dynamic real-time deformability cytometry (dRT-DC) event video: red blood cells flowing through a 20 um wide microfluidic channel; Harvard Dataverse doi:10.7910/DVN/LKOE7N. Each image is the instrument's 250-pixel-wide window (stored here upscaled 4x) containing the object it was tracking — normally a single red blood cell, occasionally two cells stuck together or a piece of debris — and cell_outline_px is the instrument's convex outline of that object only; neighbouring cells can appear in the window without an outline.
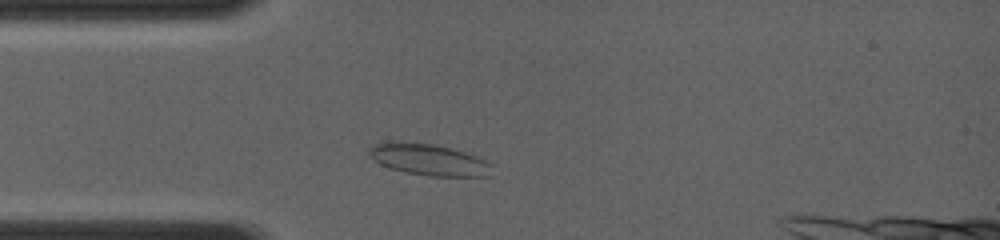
{"species": "common noctule bat (a hibernating species)", "species_latin": "Nyctalus noctula", "temperature_condition": "room temperature", "stored_images_in_passage": 11, "camera_frame_rate_fps": 4000, "um_per_image_px": 0.085, "animal": {"sex": "female", "body_mass_g": 19.0, "forearm_length_mm": 56.7}, "frame": {"image": 1, "passage_image": 5, "time_ms": 1.25, "image_size_px": [1000, 240], "cell_outline_px": [[492, 164], [488, 176], [432, 176], [408, 172], [392, 168], [380, 164], [368, 152], [380, 140], [436, 144], [452, 148], [476, 156]], "centroid_in_image_um": [36.45, 13.55], "position_along_channel_um": 48.6, "area_um2": 22.2}}
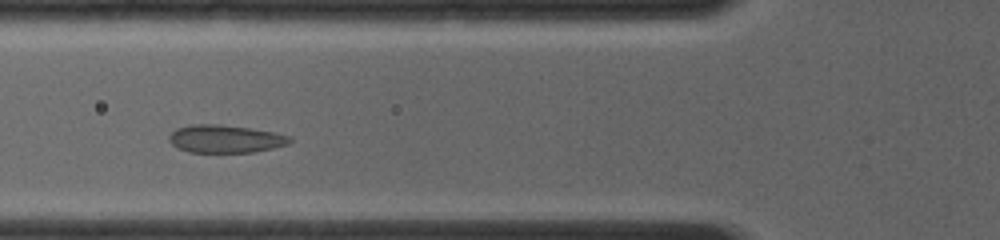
{"frame": {"image": 2, "passage_image": 10, "time_ms": 2.75, "image_size_px": [1000, 240], "cell_outline_px": [[292, 140], [288, 144], [272, 148], [252, 152], [188, 152], [172, 144], [168, 140], [168, 136], [176, 128], [188, 124], [220, 124], [248, 128], [272, 132], [292, 136]], "centroid_in_image_um": [19.13, 11.79], "position_along_channel_um": 106.7, "area_um2": 19.54}}
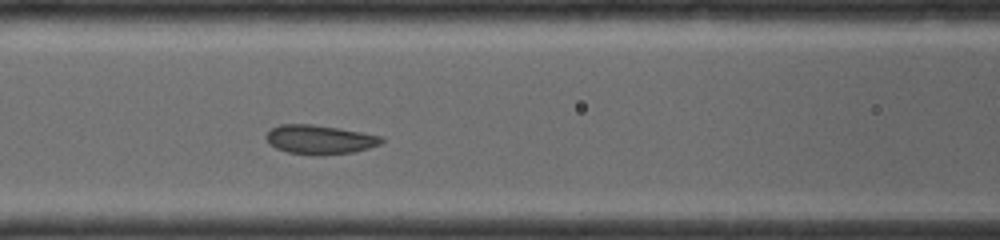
{"frame": {"image": 3, "passage_image": 11, "time_ms": 3.5, "image_size_px": [1000, 240], "cell_outline_px": [[384, 140], [380, 144], [368, 148], [352, 152], [288, 152], [276, 148], [268, 144], [264, 136], [272, 128], [280, 124], [312, 124], [340, 128], [384, 136]], "centroid_in_image_um": [27.17, 11.8], "position_along_channel_um": 139.4, "area_um2": 18.84}}